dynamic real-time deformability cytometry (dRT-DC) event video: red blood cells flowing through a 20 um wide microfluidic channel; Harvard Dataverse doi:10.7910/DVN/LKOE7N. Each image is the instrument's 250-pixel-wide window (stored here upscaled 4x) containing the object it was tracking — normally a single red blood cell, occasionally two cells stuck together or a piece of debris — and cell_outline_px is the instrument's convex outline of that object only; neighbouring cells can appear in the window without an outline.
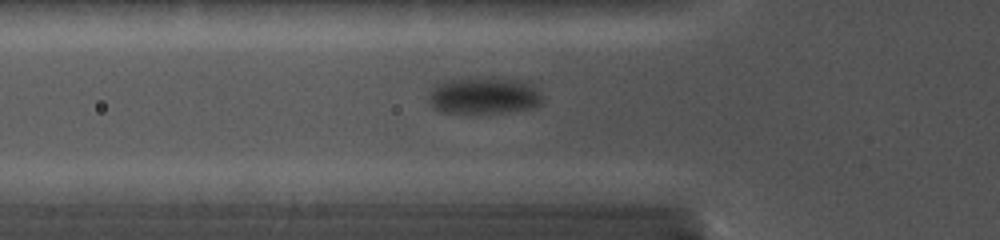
{"species": "common noctule bat (a hibernating species)", "species_latin": "Nyctalus noctula", "temperature_condition": "cold", "stored_images_in_passage": 31, "camera_frame_rate_fps": 5000, "um_per_image_px": 0.085, "animal": {"sex": "female", "body_mass_g": 19.0, "forearm_length_mm": 56.7}, "frame": {"image": 1, "passage_image": 3, "time_ms": 1.6, "image_size_px": [1000, 240], "cell_outline_px": [[540, 104], [524, 108], [500, 112], [448, 112], [436, 108], [432, 104], [432, 92], [436, 84], [444, 80], [528, 80], [536, 88], [540, 96]], "centroid_in_image_um": [41.17, 8.13], "position_along_channel_um": 84.6, "area_um2": 22.66}}
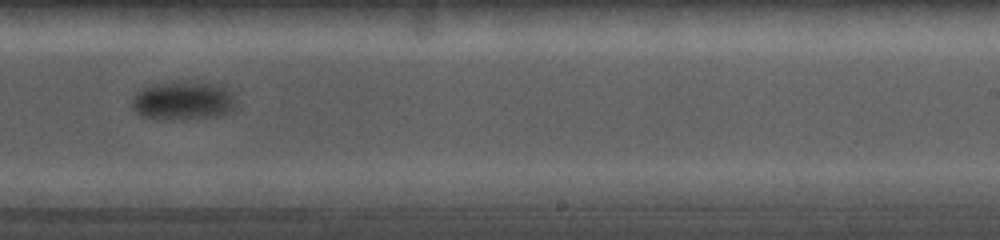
{"frame": {"image": 2, "passage_image": 17, "time_ms": 6.6, "image_size_px": [1000, 240], "cell_outline_px": [[236, 104], [232, 112], [220, 116], [180, 120], [164, 120], [144, 116], [136, 112], [132, 108], [132, 100], [136, 92], [140, 88], [152, 84], [176, 80], [188, 80], [220, 84], [232, 92]], "centroid_in_image_um": [15.58, 8.54], "position_along_channel_um": 273.4, "area_um2": 24.39}}
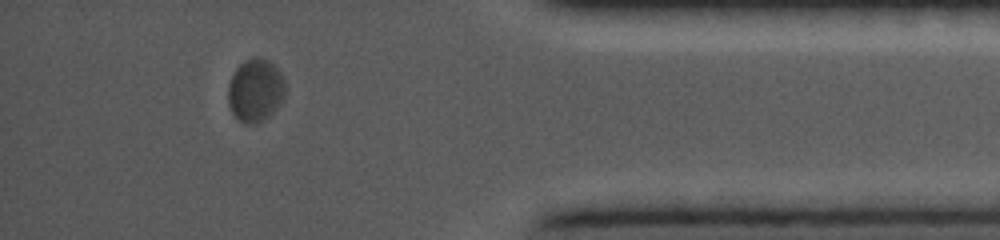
{"frame": {"image": 3, "passage_image": 27, "time_ms": 10.8, "image_size_px": [1000, 240], "cell_outline_px": [[284, 96], [276, 108], [264, 120], [256, 124], [244, 124], [232, 112], [228, 104], [228, 84], [236, 68], [244, 60], [252, 56], [260, 56], [268, 60], [280, 72], [284, 80]], "centroid_in_image_um": [21.69, 7.66], "position_along_channel_um": 413.5, "area_um2": 20.98}}